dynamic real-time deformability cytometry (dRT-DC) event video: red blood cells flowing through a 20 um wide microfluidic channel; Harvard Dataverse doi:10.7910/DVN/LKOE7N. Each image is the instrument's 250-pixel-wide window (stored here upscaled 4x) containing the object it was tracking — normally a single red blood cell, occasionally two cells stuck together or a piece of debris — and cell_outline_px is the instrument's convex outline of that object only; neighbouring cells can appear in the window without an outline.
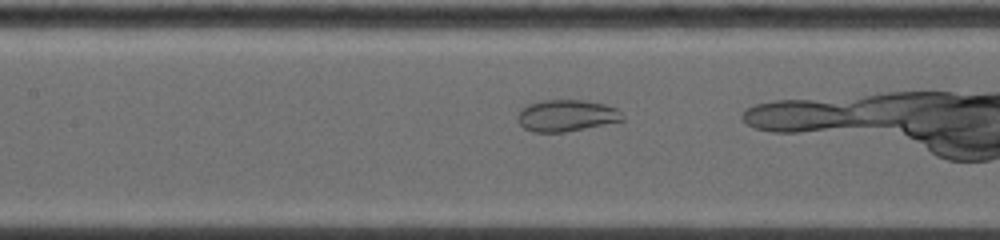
{"species": "common noctule bat (a hibernating species)", "species_latin": "Nyctalus noctula", "temperature_condition": "warm", "stored_images_in_passage": 17, "camera_frame_rate_fps": 5000, "um_per_image_px": 0.085, "animal": {"sex": "female", "body_mass_g": 19.0, "forearm_length_mm": 53.3}, "frame": {"image": 1, "passage_image": 15, "time_ms": 2.8, "image_size_px": [1000, 240], "cell_outline_px": [[624, 120], [564, 132], [532, 132], [524, 128], [520, 124], [520, 112], [528, 104], [540, 100], [584, 100], [604, 104], [616, 108], [624, 116]], "centroid_in_image_um": [48.17, 9.82], "position_along_channel_um": 159.2, "area_um2": 19.02}}